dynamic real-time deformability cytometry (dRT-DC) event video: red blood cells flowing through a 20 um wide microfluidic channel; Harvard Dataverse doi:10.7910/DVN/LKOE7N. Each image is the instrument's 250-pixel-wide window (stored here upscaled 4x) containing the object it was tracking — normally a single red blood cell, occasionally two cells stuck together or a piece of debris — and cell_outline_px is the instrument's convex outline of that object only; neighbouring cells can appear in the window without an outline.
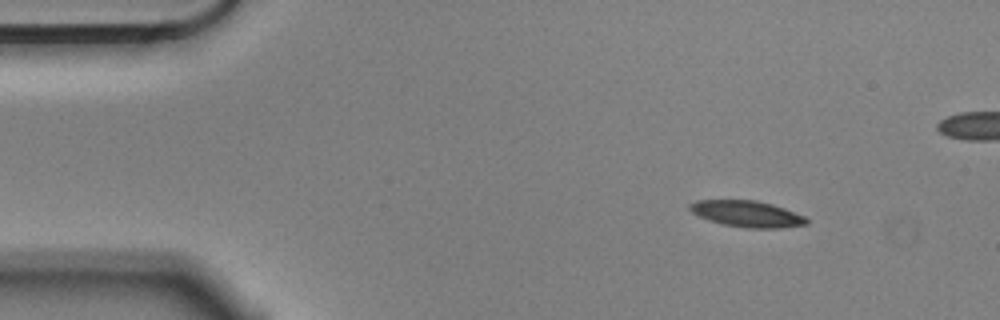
{"species": "Egyptian fruit bat (a non-hibernating species)", "species_latin": "Rousettus aegyptiacus", "temperature_condition": "cold", "stored_images_in_passage": 4, "camera_frame_rate_fps": 3000, "um_per_image_px": 0.085, "animal": {"sex": "male"}, "frame": {"image": 1, "passage_image": 1, "time_ms": 0.0, "image_size_px": [1000, 320], "cell_outline_px": [[808, 224], [780, 228], [744, 228], [724, 224], [708, 220], [692, 212], [688, 208], [688, 204], [696, 200], [752, 200], [772, 204], [784, 208], [804, 216], [808, 220]], "centroid_in_image_um": [63.48, 18.18], "position_along_channel_um": 21.5, "area_um2": 17.8}}